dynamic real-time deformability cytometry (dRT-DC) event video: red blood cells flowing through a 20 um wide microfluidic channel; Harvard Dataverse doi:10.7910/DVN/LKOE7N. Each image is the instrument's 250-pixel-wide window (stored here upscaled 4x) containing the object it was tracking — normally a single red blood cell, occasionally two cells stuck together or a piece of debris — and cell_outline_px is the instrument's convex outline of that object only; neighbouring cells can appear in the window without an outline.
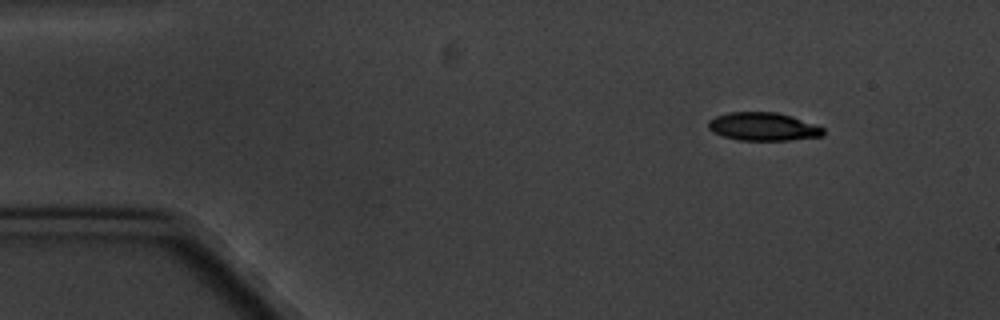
{"species": "common noctule bat (a hibernating species)", "species_latin": "Nyctalus noctula", "temperature_condition": "cold", "stored_images_in_passage": 4, "camera_frame_rate_fps": 3000, "um_per_image_px": 0.085, "animal": {"sex": "male", "body_mass_g": 20.1, "forearm_length_mm": 53.5}, "frame": {"image": 1, "passage_image": 1, "time_ms": 0.0, "image_size_px": [1000, 320], "cell_outline_px": [[824, 136], [788, 140], [740, 140], [724, 136], [712, 132], [708, 128], [708, 120], [716, 116], [728, 112], [776, 112], [792, 116], [816, 124], [824, 128]], "centroid_in_image_um": [64.88, 10.76], "position_along_channel_um": 20.1, "area_um2": 18.96}}
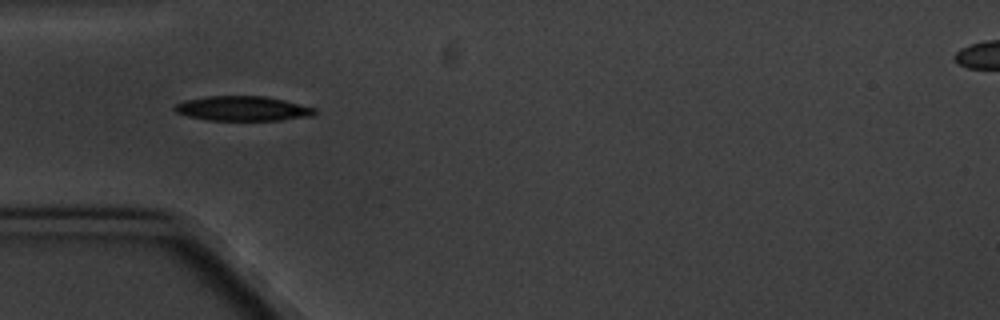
{"frame": {"image": 2, "passage_image": 4, "time_ms": 3.667, "image_size_px": [1000, 320], "cell_outline_px": [[316, 112], [312, 116], [280, 120], [208, 120], [188, 116], [176, 112], [172, 108], [176, 104], [184, 100], [208, 96], [264, 96], [284, 100], [316, 108]], "centroid_in_image_um": [20.62, 9.22], "position_along_channel_um": 64.4, "area_um2": 20.11}}